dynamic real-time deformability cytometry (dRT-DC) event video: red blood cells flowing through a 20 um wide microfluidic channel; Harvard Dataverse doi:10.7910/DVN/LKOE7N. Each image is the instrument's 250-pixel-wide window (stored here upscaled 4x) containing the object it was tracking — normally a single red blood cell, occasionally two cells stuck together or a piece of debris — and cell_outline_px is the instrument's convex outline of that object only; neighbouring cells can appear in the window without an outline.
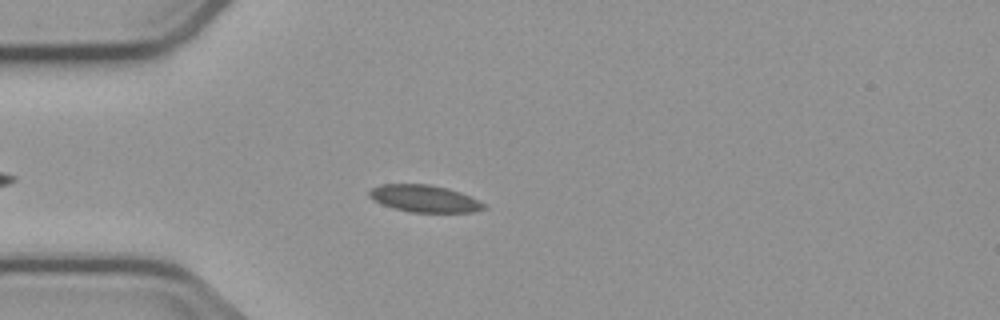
{"species": "common noctule bat (a hibernating species)", "species_latin": "Nyctalus noctula", "temperature_condition": "cold", "stored_images_in_passage": 5, "camera_frame_rate_fps": 3000, "um_per_image_px": 0.085, "animal": {"sex": "male", "body_mass_g": 23.1, "forearm_length_mm": 52.7}, "frame": {"image": 1, "passage_image": 5, "time_ms": 5.0, "image_size_px": [1000, 320], "cell_outline_px": [[488, 208], [472, 212], [412, 212], [396, 208], [372, 200], [368, 196], [368, 192], [372, 188], [380, 184], [428, 184], [448, 188], [460, 192], [484, 204]], "centroid_in_image_um": [36.05, 16.87], "position_along_channel_um": 48.9, "area_um2": 17.86}}